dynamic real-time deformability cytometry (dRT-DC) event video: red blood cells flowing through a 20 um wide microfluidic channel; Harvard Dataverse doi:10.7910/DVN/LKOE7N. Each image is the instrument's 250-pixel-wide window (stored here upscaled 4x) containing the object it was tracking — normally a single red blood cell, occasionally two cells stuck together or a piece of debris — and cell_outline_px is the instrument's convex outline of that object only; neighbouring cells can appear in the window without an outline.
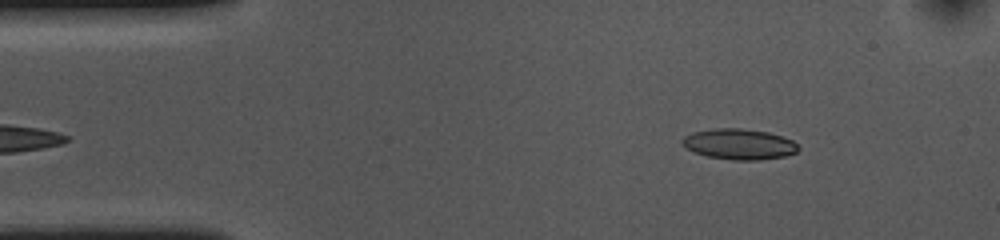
{"species": "common noctule bat (a hibernating species)", "species_latin": "Nyctalus noctula", "temperature_condition": "cold", "stored_images_in_passage": 50, "camera_frame_rate_fps": 3000, "um_per_image_px": 0.085, "animal": {"sex": "female", "body_mass_g": 10.0, "forearm_length_mm": 53.1}, "frame": {"image": 1, "passage_image": 3, "time_ms": 0.667, "image_size_px": [1000, 240], "cell_outline_px": [[800, 148], [796, 152], [784, 156], [760, 160], [732, 160], [708, 156], [696, 152], [680, 144], [680, 140], [684, 136], [692, 132], [716, 128], [740, 128], [768, 132], [792, 140]], "centroid_in_image_um": [62.81, 12.25], "position_along_channel_um": 22.2, "area_um2": 20.63}}
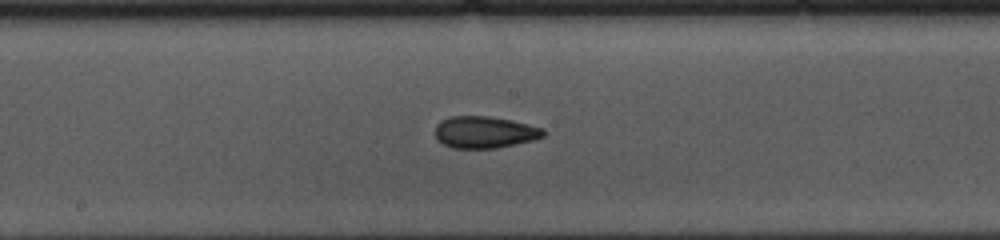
{"frame": {"image": 2, "passage_image": 23, "time_ms": 7.333, "image_size_px": [1000, 240], "cell_outline_px": [[544, 136], [536, 140], [496, 148], [452, 148], [436, 140], [436, 124], [440, 120], [448, 116], [488, 116], [512, 120], [544, 128]], "centroid_in_image_um": [41.19, 11.23], "position_along_channel_um": 207.0, "area_um2": 20.29}}
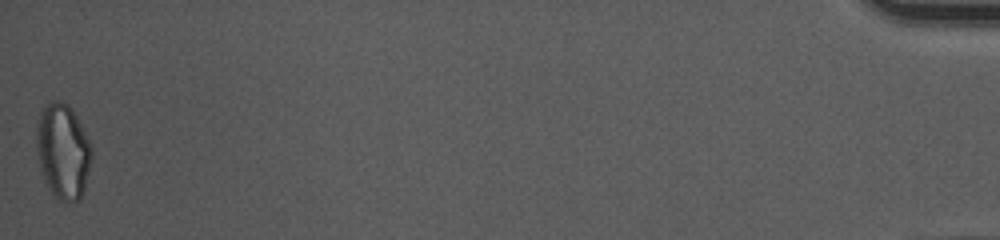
{"frame": {"image": 3, "passage_image": 50, "time_ms": 16.333, "image_size_px": [1000, 240], "cell_outline_px": [[92, 156], [84, 188], [80, 200], [60, 200], [52, 192], [44, 180], [40, 168], [36, 152], [36, 128], [40, 112], [44, 104], [52, 100], [60, 100], [68, 104], [72, 108], [92, 144]], "centroid_in_image_um": [5.34, 12.79], "position_along_channel_um": 429.9, "area_um2": 30.75}, "authors_computed_cell_mechanics": {"area_um2": 20.4034, "velocity_mm_per_s": 3.6243, "shape_relaxation_time_tau1_ms": 7.0279, "shape_relaxation_time_tau2_ms": 3.1638, "deformation_change_tau1": 0.1513, "deformation_change_tau2": 0.0942}}